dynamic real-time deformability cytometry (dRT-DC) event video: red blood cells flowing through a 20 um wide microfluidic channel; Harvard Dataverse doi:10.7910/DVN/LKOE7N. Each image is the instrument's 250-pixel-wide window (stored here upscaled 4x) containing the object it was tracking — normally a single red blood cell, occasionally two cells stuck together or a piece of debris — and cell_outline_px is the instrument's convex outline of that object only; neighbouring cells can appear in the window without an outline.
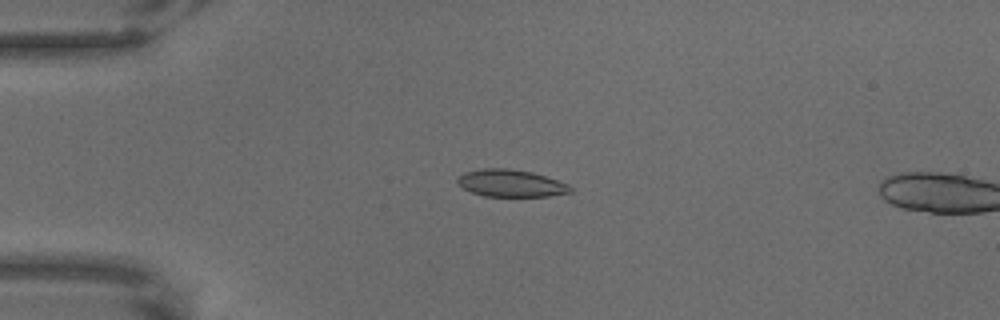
{"species": "common noctule bat (a hibernating species)", "species_latin": "Nyctalus noctula", "temperature_condition": "warm", "stored_images_in_passage": 20, "camera_frame_rate_fps": 3000, "um_per_image_px": 0.085, "animal": {"sex": "male", "body_mass_g": 18.8}, "frame": {"image": 1, "passage_image": 17, "time_ms": 5.333, "image_size_px": [1000, 320], "cell_outline_px": [[572, 192], [548, 196], [484, 196], [472, 192], [456, 184], [456, 180], [464, 172], [480, 168], [508, 168], [532, 172], [568, 184], [572, 188]], "centroid_in_image_um": [43.39, 15.57], "position_along_channel_um": 41.6, "area_um2": 17.86}}